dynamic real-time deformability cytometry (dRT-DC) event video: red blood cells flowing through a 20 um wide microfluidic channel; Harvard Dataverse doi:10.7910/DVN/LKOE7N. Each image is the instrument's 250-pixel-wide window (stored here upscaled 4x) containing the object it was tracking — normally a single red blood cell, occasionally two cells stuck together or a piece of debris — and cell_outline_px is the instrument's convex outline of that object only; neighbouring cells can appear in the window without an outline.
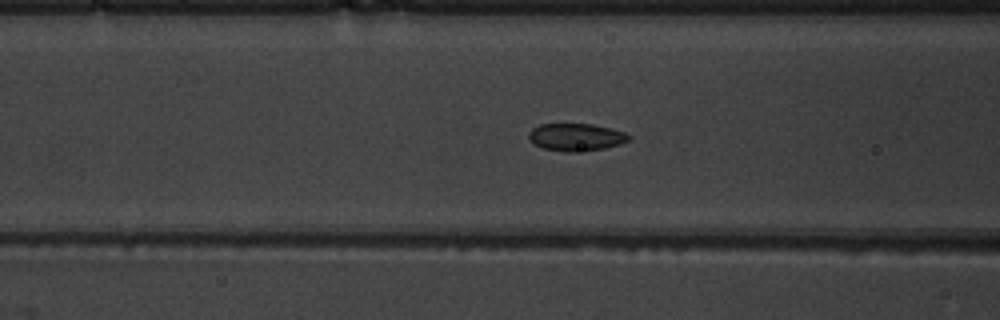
{"species": "common noctule bat (a hibernating species)", "species_latin": "Nyctalus noctula", "temperature_condition": "warm", "stored_images_in_passage": 53, "camera_frame_rate_fps": 3000, "um_per_image_px": 0.085, "animal": {"sex": "male", "body_mass_g": 19.5, "forearm_length_mm": 54.6}, "frame": {"image": 1, "passage_image": 22, "time_ms": 7.0, "image_size_px": [1000, 320], "cell_outline_px": [[632, 136], [628, 140], [620, 144], [604, 148], [572, 152], [568, 152], [544, 148], [532, 144], [528, 136], [528, 132], [532, 128], [540, 124], [592, 124], [612, 128], [624, 132]], "centroid_in_image_um": [48.94, 11.64], "position_along_channel_um": 117.7, "area_um2": 16.01}}
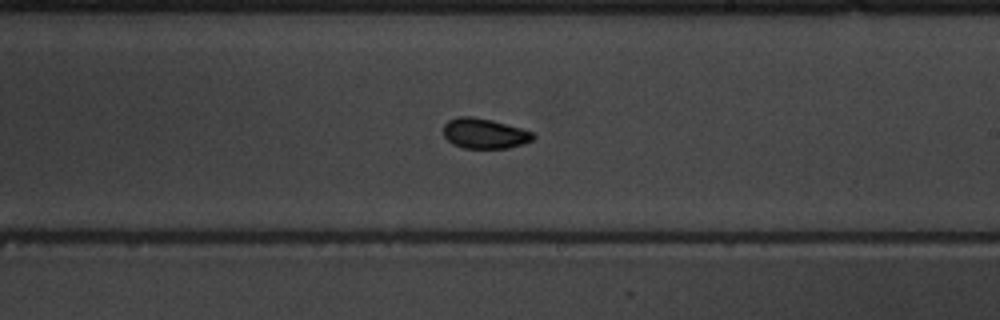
{"frame": {"image": 2, "passage_image": 32, "time_ms": 10.333, "image_size_px": [1000, 320], "cell_outline_px": [[536, 136], [532, 140], [524, 144], [508, 148], [464, 148], [452, 144], [444, 136], [444, 124], [448, 120], [456, 116], [472, 116], [492, 120], [520, 128], [532, 132]], "centroid_in_image_um": [41.17, 11.34], "position_along_channel_um": 247.8, "area_um2": 15.84}}
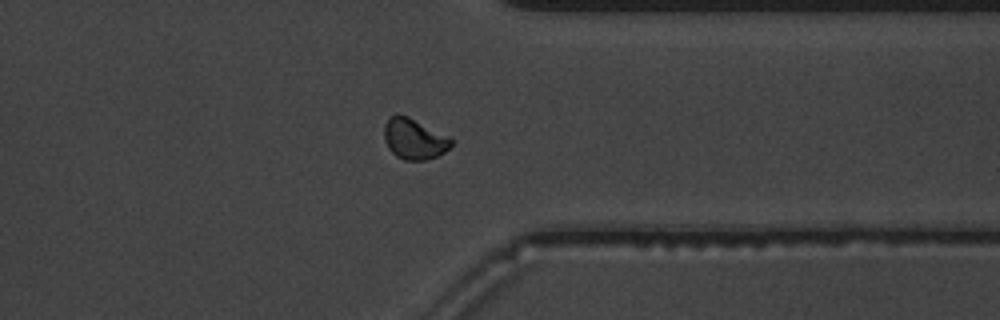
{"frame": {"image": 3, "passage_image": 42, "time_ms": 13.667, "image_size_px": [1000, 320], "cell_outline_px": [[452, 144], [444, 152], [436, 156], [424, 160], [404, 160], [396, 156], [388, 148], [384, 140], [384, 124], [396, 112], [408, 116], [448, 136], [452, 140]], "centroid_in_image_um": [35.17, 11.8], "position_along_channel_um": 376.2, "area_um2": 15.84}, "authors_computed_cell_mechanics": {"area_um2": 15.6638, "velocity_mm_per_s": 3.9115, "shape_relaxation_time_tau1_ms": 6.5051, "shape_relaxation_time_tau2_ms": 1.0948, "deformation_change_tau1": 0.1084, "deformation_change_tau2": 0.0416}}